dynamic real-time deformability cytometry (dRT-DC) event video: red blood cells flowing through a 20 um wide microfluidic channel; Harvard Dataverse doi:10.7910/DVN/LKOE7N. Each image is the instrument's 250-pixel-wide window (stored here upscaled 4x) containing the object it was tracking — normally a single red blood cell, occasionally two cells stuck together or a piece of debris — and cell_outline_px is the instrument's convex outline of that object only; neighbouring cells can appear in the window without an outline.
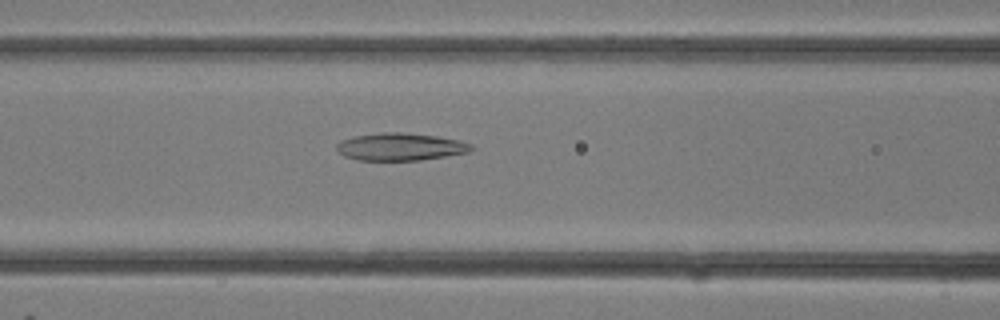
{"species": "common noctule bat (a hibernating species)", "species_latin": "Nyctalus noctula", "temperature_condition": "room temperature", "stored_images_in_passage": 21, "camera_frame_rate_fps": 3000, "um_per_image_px": 0.085, "animal": {"sex": "female"}, "frame": {"image": 1, "passage_image": 13, "time_ms": 4.0, "image_size_px": [1000, 320], "cell_outline_px": [[476, 148], [468, 152], [420, 160], [356, 160], [344, 156], [336, 148], [336, 144], [340, 140], [352, 136], [380, 132], [400, 132], [436, 136], [460, 140], [472, 144]], "centroid_in_image_um": [34.01, 12.47], "position_along_channel_um": 132.6, "area_um2": 21.68}}
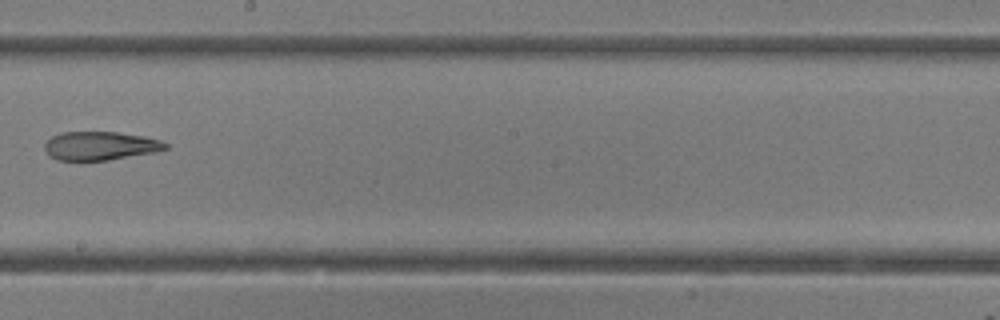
{"frame": {"image": 2, "passage_image": 18, "time_ms": 5.667, "image_size_px": [1000, 320], "cell_outline_px": [[168, 148], [156, 152], [108, 160], [56, 160], [48, 156], [44, 152], [44, 144], [52, 136], [60, 132], [116, 132], [144, 136], [160, 140], [168, 144]], "centroid_in_image_um": [8.49, 12.4], "position_along_channel_um": 239.7, "area_um2": 20.29}}
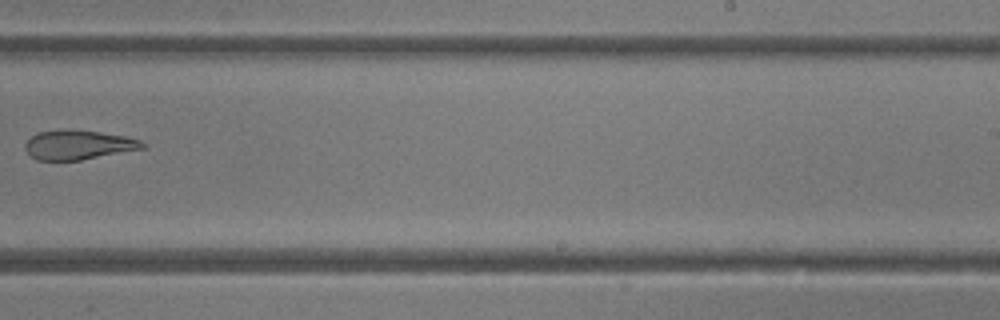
{"frame": {"image": 3, "passage_image": 20, "time_ms": 6.333, "image_size_px": [1000, 320], "cell_outline_px": [[148, 148], [80, 160], [36, 160], [28, 156], [24, 148], [24, 144], [36, 132], [68, 128], [72, 128], [128, 136], [140, 140], [148, 144]], "centroid_in_image_um": [6.68, 12.3], "position_along_channel_um": 282.3, "area_um2": 20.75}}